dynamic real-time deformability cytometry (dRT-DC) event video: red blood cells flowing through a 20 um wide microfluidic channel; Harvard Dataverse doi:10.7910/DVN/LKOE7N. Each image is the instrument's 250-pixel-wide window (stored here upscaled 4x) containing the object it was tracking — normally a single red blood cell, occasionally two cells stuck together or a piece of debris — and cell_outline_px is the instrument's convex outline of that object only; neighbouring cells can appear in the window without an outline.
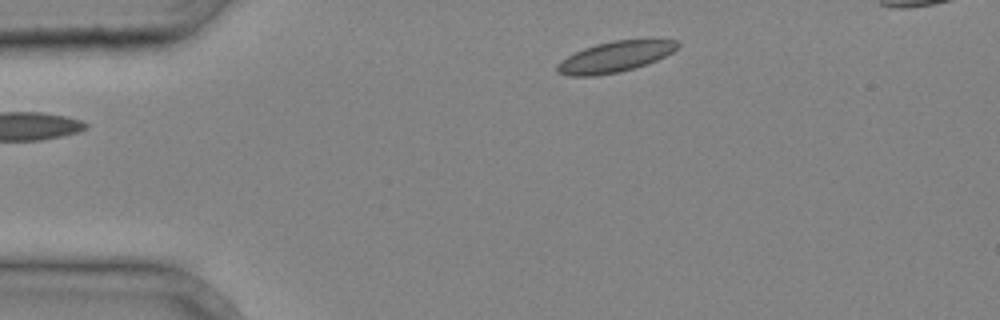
{"species": "common noctule bat (a hibernating species)", "species_latin": "Nyctalus noctula", "temperature_condition": "cold", "stored_images_in_passage": 2, "camera_frame_rate_fps": 3000, "um_per_image_px": 0.085, "animal": {"sex": "male", "body_mass_g": 20.4}, "frame": {"image": 1, "passage_image": 2, "time_ms": 0.333, "image_size_px": [1000, 320], "cell_outline_px": [[680, 48], [656, 60], [620, 72], [596, 76], [568, 76], [556, 72], [556, 64], [560, 60], [584, 48], [596, 44], [612, 40], [680, 40]], "centroid_in_image_um": [52.25, 4.83], "position_along_channel_um": 32.8, "area_um2": 21.5}}